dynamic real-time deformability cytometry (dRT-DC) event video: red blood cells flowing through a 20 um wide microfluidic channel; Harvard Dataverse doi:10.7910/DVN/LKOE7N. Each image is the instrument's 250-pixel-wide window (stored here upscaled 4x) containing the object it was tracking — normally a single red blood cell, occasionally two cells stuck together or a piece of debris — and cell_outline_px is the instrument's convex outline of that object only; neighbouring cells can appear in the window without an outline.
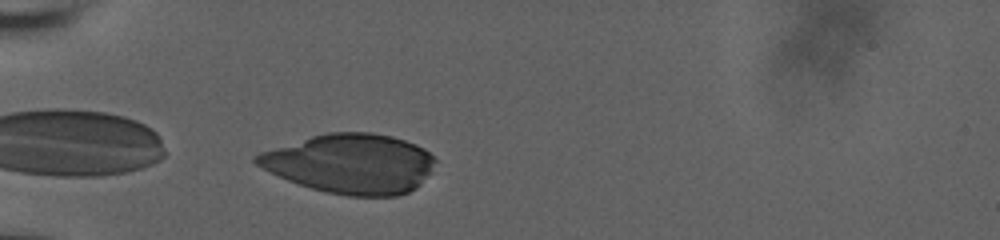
{"species": "human", "species_latin": "Homo sapiens", "temperature_condition": "room temperature", "stored_images_in_passage": 5, "camera_frame_rate_fps": 3000, "um_per_image_px": 0.085, "donor": {"sex": "male"}, "frame": {"image": 1, "passage_image": 2, "time_ms": 0.333, "image_size_px": [1000, 240], "cell_outline_px": [[436, 160], [432, 172], [416, 188], [408, 192], [396, 196], [348, 196], [328, 192], [312, 188], [288, 180], [256, 164], [252, 160], [252, 156], [260, 152], [312, 136], [328, 132], [372, 132], [392, 136], [416, 144], [424, 148]], "centroid_in_image_um": [29.83, 13.91], "position_along_channel_um": 55.2, "area_um2": 61.85}}